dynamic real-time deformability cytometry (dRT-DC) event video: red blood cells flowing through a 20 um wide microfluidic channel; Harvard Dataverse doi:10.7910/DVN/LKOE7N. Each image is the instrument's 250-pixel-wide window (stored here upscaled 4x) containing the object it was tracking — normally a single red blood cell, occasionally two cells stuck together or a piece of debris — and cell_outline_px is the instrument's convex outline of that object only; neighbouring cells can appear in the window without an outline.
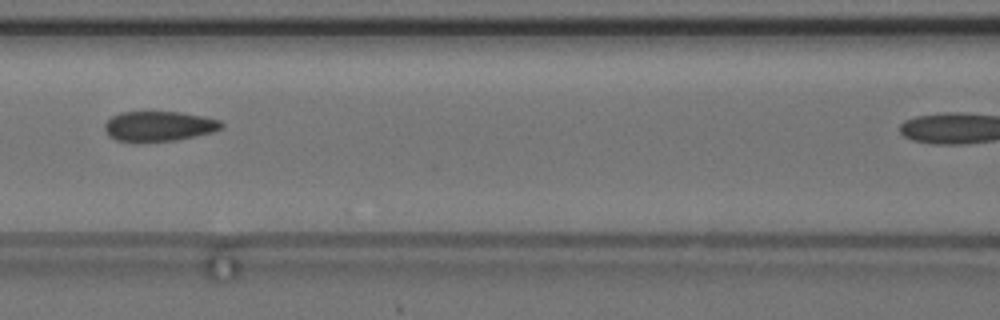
{"species": "common noctule bat (a hibernating species)", "species_latin": "Nyctalus noctula", "temperature_condition": "cold", "stored_images_in_passage": 30, "camera_frame_rate_fps": 3000, "um_per_image_px": 0.085, "animal": {"sex": "female", "body_mass_g": 24.6, "forearm_length_mm": 56.2}, "frame": {"image": 1, "passage_image": 9, "time_ms": 2.667, "image_size_px": [1000, 320], "cell_outline_px": [[224, 128], [212, 132], [196, 136], [176, 140], [140, 144], [136, 144], [116, 140], [108, 136], [104, 128], [104, 124], [112, 116], [120, 112], [180, 112], [204, 116], [220, 120], [224, 124]], "centroid_in_image_um": [13.49, 10.76], "position_along_channel_um": 153.1, "area_um2": 21.1}}